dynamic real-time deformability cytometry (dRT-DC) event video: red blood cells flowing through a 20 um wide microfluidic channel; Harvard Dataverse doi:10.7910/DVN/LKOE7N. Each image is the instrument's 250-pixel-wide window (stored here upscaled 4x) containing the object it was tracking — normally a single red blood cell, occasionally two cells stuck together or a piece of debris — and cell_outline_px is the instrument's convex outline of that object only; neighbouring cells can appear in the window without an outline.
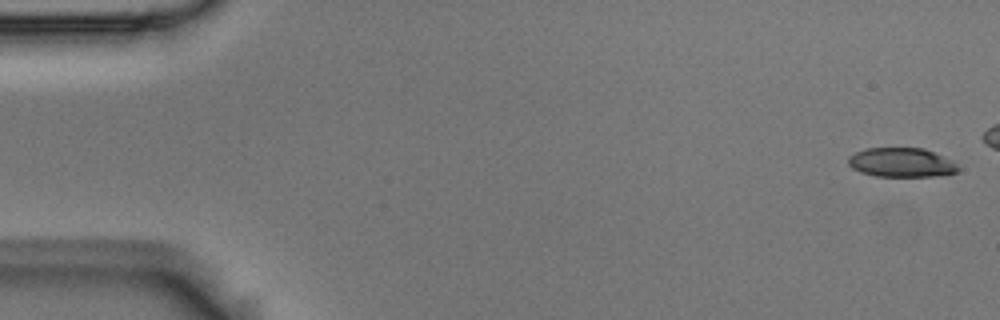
{"species": "Egyptian fruit bat (a non-hibernating species)", "species_latin": "Rousettus aegyptiacus", "temperature_condition": "room temperature", "stored_images_in_passage": 4, "camera_frame_rate_fps": 3000, "um_per_image_px": 0.085, "animal": {"sex": "male"}, "frame": {"image": 1, "passage_image": 1, "time_ms": 0.0, "image_size_px": [1000, 320], "cell_outline_px": [[960, 168], [956, 172], [936, 176], [876, 176], [860, 172], [852, 168], [848, 164], [848, 156], [864, 148], [924, 148], [952, 160]], "centroid_in_image_um": [76.6, 13.81], "position_along_channel_um": 8.4, "area_um2": 18.73}}
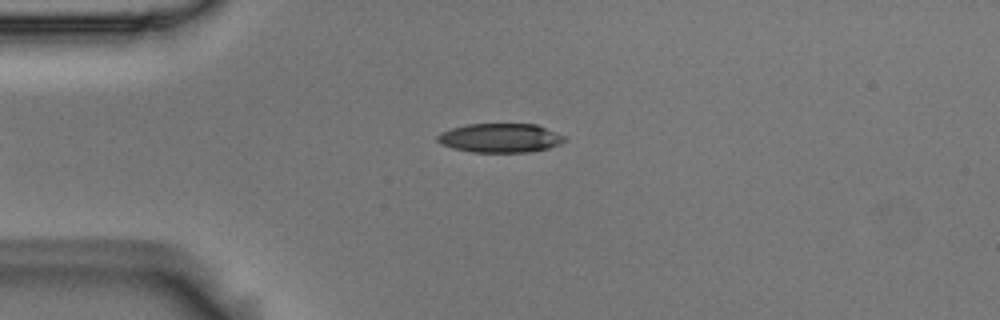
{"frame": {"image": 2, "passage_image": 4, "time_ms": 1.0, "image_size_px": [1000, 320], "cell_outline_px": [[568, 140], [560, 144], [548, 148], [528, 152], [472, 152], [452, 148], [440, 144], [436, 140], [436, 136], [440, 132], [464, 124], [536, 124], [564, 136]], "centroid_in_image_um": [42.48, 11.73], "position_along_channel_um": 42.5, "area_um2": 21.62}}